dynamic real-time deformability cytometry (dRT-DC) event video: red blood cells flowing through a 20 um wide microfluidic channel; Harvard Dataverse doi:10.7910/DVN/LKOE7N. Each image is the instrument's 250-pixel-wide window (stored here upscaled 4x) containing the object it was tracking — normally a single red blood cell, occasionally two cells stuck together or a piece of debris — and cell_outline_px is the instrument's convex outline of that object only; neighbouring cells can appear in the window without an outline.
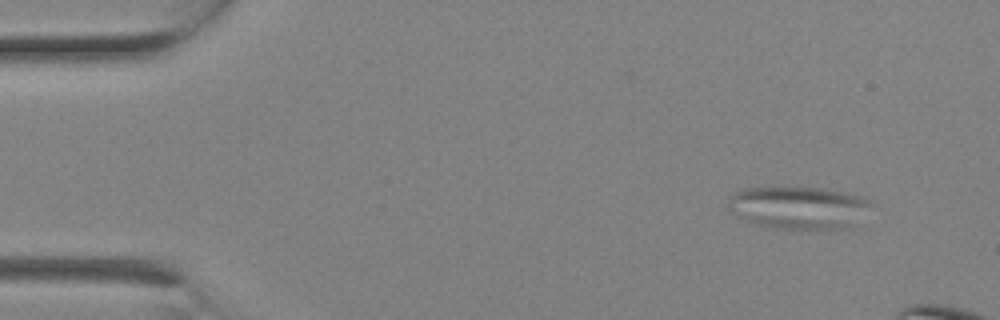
{"species": "Egyptian fruit bat (a non-hibernating species)", "species_latin": "Rousettus aegyptiacus", "temperature_condition": "room temperature", "stored_images_in_passage": 2, "camera_frame_rate_fps": 3000, "um_per_image_px": 0.085, "animal": {"sex": "female"}, "frame": {"image": 1, "passage_image": 2, "time_ms": 0.333, "image_size_px": [1000, 320], "cell_outline_px": [[880, 204], [852, 224], [840, 228], [780, 228], [760, 224], [748, 220], [732, 212], [728, 208], [728, 196], [732, 192], [740, 188], [788, 184], [820, 188], [860, 196], [872, 200]], "centroid_in_image_um": [67.89, 17.56], "position_along_channel_um": 17.1, "area_um2": 36.24}}